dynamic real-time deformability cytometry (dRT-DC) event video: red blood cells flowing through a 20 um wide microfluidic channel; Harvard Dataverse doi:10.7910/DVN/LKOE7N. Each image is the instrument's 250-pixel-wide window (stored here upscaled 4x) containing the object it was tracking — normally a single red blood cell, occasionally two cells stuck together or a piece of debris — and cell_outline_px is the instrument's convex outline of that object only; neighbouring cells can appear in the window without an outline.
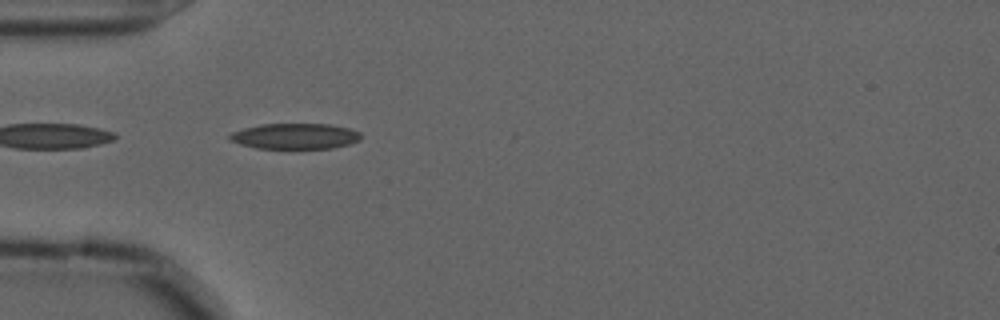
{"species": "common noctule bat (a hibernating species)", "species_latin": "Nyctalus noctula", "temperature_condition": "cold", "stored_images_in_passage": 41, "camera_frame_rate_fps": 3000, "um_per_image_px": 0.085, "animal": {"sex": "male", "forearm_length_mm": 52.5}, "frame": {"image": 1, "passage_image": 2, "time_ms": 0.333, "image_size_px": [1000, 320], "cell_outline_px": [[360, 140], [348, 144], [332, 148], [256, 148], [240, 144], [228, 140], [228, 136], [232, 132], [244, 128], [260, 124], [328, 124], [348, 128], [360, 132]], "centroid_in_image_um": [25.05, 11.57], "position_along_channel_um": 60.0, "area_um2": 19.54}}
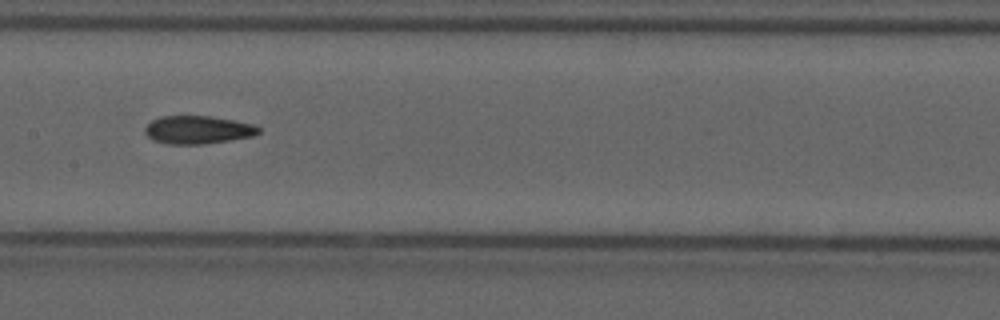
{"frame": {"image": 2, "passage_image": 13, "time_ms": 4.0, "image_size_px": [1000, 320], "cell_outline_px": [[260, 132], [252, 136], [204, 144], [168, 144], [152, 140], [144, 132], [144, 128], [152, 120], [160, 116], [208, 116], [232, 120], [252, 124], [260, 128]], "centroid_in_image_um": [16.77, 11.03], "position_along_channel_um": 190.6, "area_um2": 18.44}}
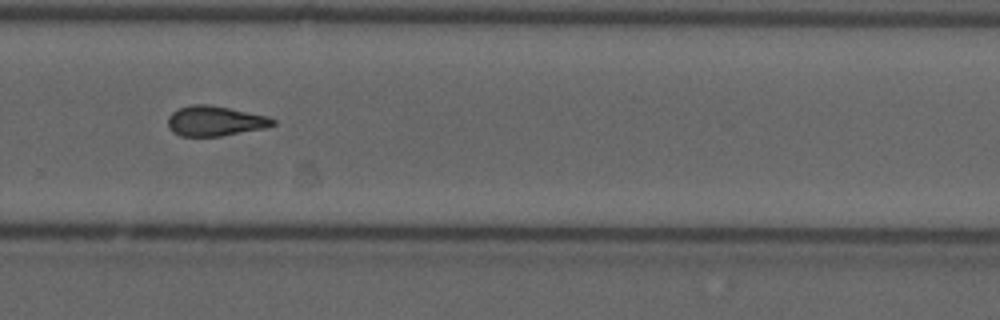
{"frame": {"image": 3, "passage_image": 23, "time_ms": 7.333, "image_size_px": [1000, 320], "cell_outline_px": [[276, 124], [264, 128], [220, 136], [180, 136], [172, 132], [168, 128], [168, 116], [172, 112], [180, 108], [192, 104], [208, 104], [268, 116], [276, 120]], "centroid_in_image_um": [18.25, 10.28], "position_along_channel_um": 311.5, "area_um2": 18.32}, "authors_computed_cell_mechanics": {"area_um2": 18.496, "velocity_mm_per_s": 3.6475, "shape_relaxation_time_tau1_ms": null, "shape_relaxation_time_tau2_ms": 4.8933, "deformation_change_tau1": null, "deformation_change_tau2": 0.1374}}